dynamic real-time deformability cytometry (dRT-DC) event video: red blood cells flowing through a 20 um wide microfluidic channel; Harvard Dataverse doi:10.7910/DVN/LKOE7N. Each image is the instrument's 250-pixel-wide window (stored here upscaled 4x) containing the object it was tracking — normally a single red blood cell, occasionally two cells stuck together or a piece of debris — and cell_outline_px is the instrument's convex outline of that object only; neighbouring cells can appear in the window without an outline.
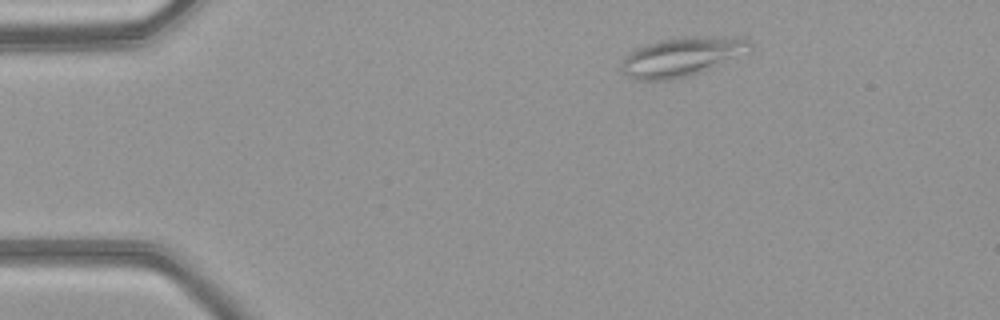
{"species": "common noctule bat (a hibernating species)", "species_latin": "Nyctalus noctula", "temperature_condition": "warm", "stored_images_in_passage": 43, "camera_frame_rate_fps": 3000, "um_per_image_px": 0.085, "animal": {"sex": "female", "body_mass_g": 21.9}, "frame": {"image": 1, "passage_image": 2, "time_ms": 0.333, "image_size_px": [1000, 320], "cell_outline_px": [[752, 52], [700, 72], [688, 76], [668, 80], [640, 80], [628, 76], [620, 68], [624, 60], [636, 48], [660, 40], [684, 36], [740, 36], [748, 40], [752, 44]], "centroid_in_image_um": [58.07, 4.8], "position_along_channel_um": 26.9, "area_um2": 29.36}}
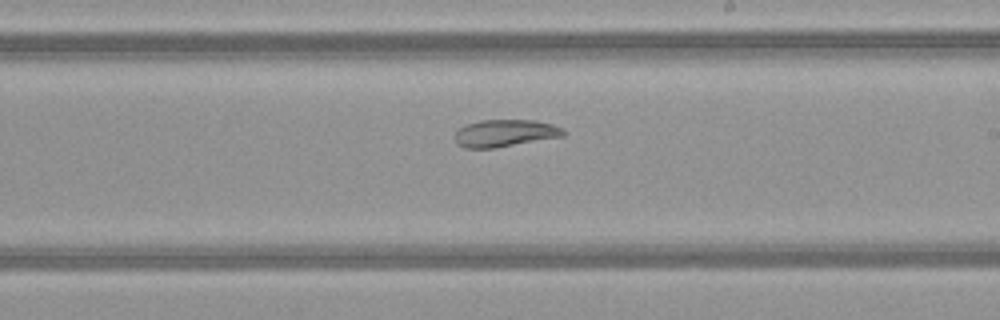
{"frame": {"image": 2, "passage_image": 23, "time_ms": 7.333, "image_size_px": [1000, 320], "cell_outline_px": [[568, 132], [564, 136], [496, 148], [464, 148], [456, 144], [456, 132], [464, 124], [480, 120], [532, 120], [552, 124], [564, 128]], "centroid_in_image_um": [42.95, 11.32], "position_along_channel_um": 246.1, "area_um2": 17.4}}
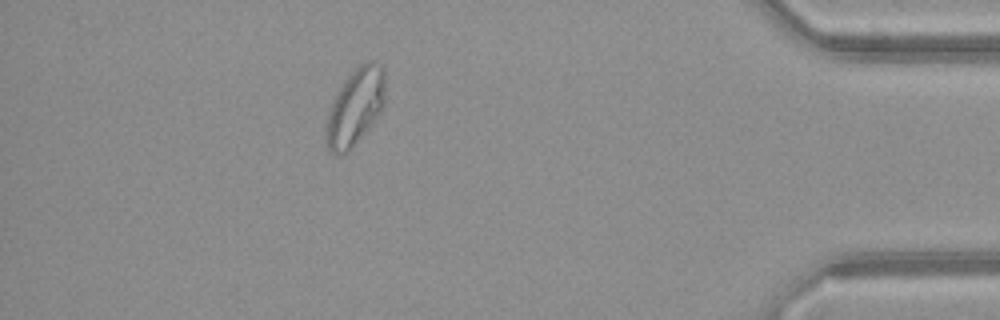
{"frame": {"image": 3, "passage_image": 38, "time_ms": 12.333, "image_size_px": [1000, 320], "cell_outline_px": [[384, 108], [352, 148], [344, 156], [336, 156], [328, 152], [324, 140], [324, 128], [328, 112], [332, 100], [348, 76], [360, 64], [368, 60], [376, 60], [384, 68]], "centroid_in_image_um": [30.15, 9.15], "position_along_channel_um": 405.0, "area_um2": 26.99}}